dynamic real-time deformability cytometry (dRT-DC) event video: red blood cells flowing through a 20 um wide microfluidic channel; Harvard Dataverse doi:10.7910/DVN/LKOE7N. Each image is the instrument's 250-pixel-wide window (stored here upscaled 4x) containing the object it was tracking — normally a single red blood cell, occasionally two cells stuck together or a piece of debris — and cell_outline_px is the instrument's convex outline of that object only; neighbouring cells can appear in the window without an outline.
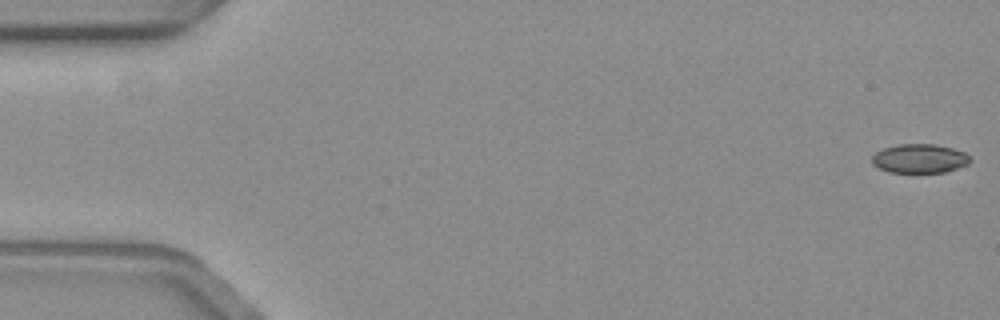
{"species": "common noctule bat (a hibernating species)", "species_latin": "Nyctalus noctula", "temperature_condition": "warm", "stored_images_in_passage": 20, "camera_frame_rate_fps": 3000, "um_per_image_px": 0.085, "animal": {"sex": "female", "body_mass_g": 19.3, "forearm_length_mm": 54.1}, "frame": {"image": 1, "passage_image": 1, "time_ms": 0.0, "image_size_px": [1000, 320], "cell_outline_px": [[972, 160], [968, 164], [944, 172], [888, 172], [872, 164], [872, 156], [876, 152], [884, 148], [900, 144], [932, 144], [952, 148], [964, 152]], "centroid_in_image_um": [78.16, 13.47], "position_along_channel_um": 6.8, "area_um2": 16.42}}
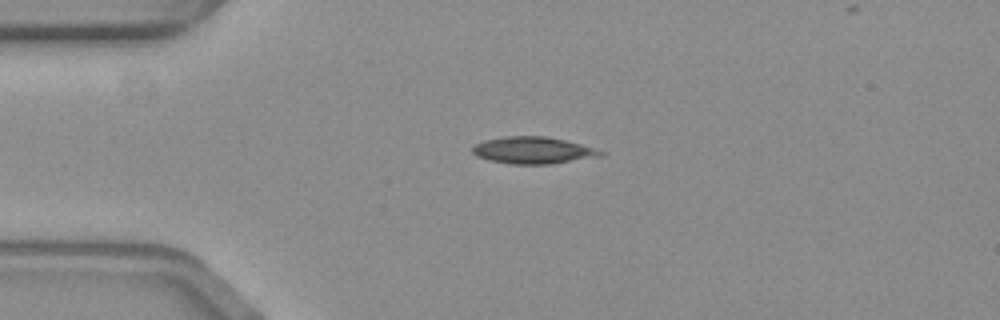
{"frame": {"image": 2, "passage_image": 14, "time_ms": 4.333, "image_size_px": [1000, 320], "cell_outline_px": [[608, 152], [596, 156], [548, 164], [512, 164], [488, 160], [476, 156], [472, 152], [472, 148], [476, 144], [484, 140], [504, 136], [544, 136], [564, 140], [580, 144]], "centroid_in_image_um": [45.24, 12.77], "position_along_channel_um": 39.8, "area_um2": 19.77}}
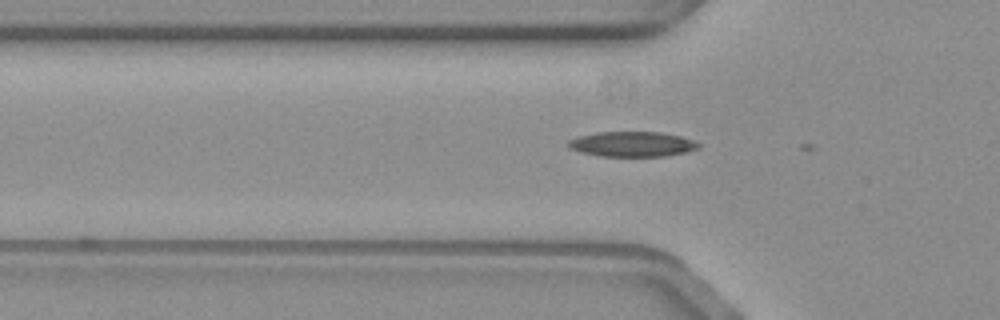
{"frame": {"image": 3, "passage_image": 19, "time_ms": 6.0, "image_size_px": [1000, 320], "cell_outline_px": [[700, 148], [688, 152], [664, 156], [600, 156], [580, 152], [572, 148], [568, 144], [568, 140], [580, 136], [596, 132], [660, 132], [680, 136], [692, 140], [700, 144]], "centroid_in_image_um": [53.77, 12.25], "position_along_channel_um": 72.0, "area_um2": 18.96}}